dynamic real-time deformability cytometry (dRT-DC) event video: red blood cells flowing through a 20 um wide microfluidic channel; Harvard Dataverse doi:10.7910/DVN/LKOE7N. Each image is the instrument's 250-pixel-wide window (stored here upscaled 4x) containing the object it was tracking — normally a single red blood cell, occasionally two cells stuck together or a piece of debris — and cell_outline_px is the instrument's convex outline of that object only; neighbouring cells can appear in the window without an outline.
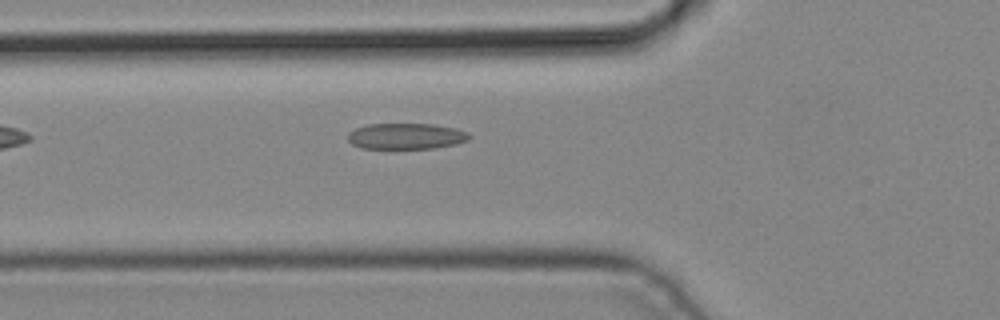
{"species": "common noctule bat (a hibernating species)", "species_latin": "Nyctalus noctula", "temperature_condition": "cold", "stored_images_in_passage": 2, "camera_frame_rate_fps": 3000, "um_per_image_px": 0.085, "animal": {"sex": "male", "body_mass_g": 19.2, "forearm_length_mm": 51.8}, "frame": {"image": 1, "passage_image": 2, "time_ms": 0.333, "image_size_px": [1000, 320], "cell_outline_px": [[472, 136], [468, 140], [456, 144], [432, 148], [360, 148], [352, 144], [348, 140], [348, 132], [356, 128], [368, 124], [432, 124], [452, 128], [468, 132]], "centroid_in_image_um": [34.5, 11.57], "position_along_channel_um": 91.3, "area_um2": 18.26}}